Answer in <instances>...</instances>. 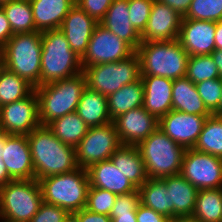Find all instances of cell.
<instances>
[{
	"label": "cell",
	"mask_w": 222,
	"mask_h": 222,
	"mask_svg": "<svg viewBox=\"0 0 222 222\" xmlns=\"http://www.w3.org/2000/svg\"><path fill=\"white\" fill-rule=\"evenodd\" d=\"M27 140L37 181L78 168L75 148L61 142L47 126L35 128Z\"/></svg>",
	"instance_id": "obj_1"
},
{
	"label": "cell",
	"mask_w": 222,
	"mask_h": 222,
	"mask_svg": "<svg viewBox=\"0 0 222 222\" xmlns=\"http://www.w3.org/2000/svg\"><path fill=\"white\" fill-rule=\"evenodd\" d=\"M86 88L83 72L34 88L38 97L39 121L43 126L66 114L75 112Z\"/></svg>",
	"instance_id": "obj_2"
},
{
	"label": "cell",
	"mask_w": 222,
	"mask_h": 222,
	"mask_svg": "<svg viewBox=\"0 0 222 222\" xmlns=\"http://www.w3.org/2000/svg\"><path fill=\"white\" fill-rule=\"evenodd\" d=\"M40 85L73 77L82 72L81 58L70 48L60 29L41 32Z\"/></svg>",
	"instance_id": "obj_3"
},
{
	"label": "cell",
	"mask_w": 222,
	"mask_h": 222,
	"mask_svg": "<svg viewBox=\"0 0 222 222\" xmlns=\"http://www.w3.org/2000/svg\"><path fill=\"white\" fill-rule=\"evenodd\" d=\"M141 76H159L172 80L186 75L189 55L178 39L141 42L136 49Z\"/></svg>",
	"instance_id": "obj_4"
},
{
	"label": "cell",
	"mask_w": 222,
	"mask_h": 222,
	"mask_svg": "<svg viewBox=\"0 0 222 222\" xmlns=\"http://www.w3.org/2000/svg\"><path fill=\"white\" fill-rule=\"evenodd\" d=\"M42 37L40 31L14 34L0 50L3 66L24 78L34 88L40 86Z\"/></svg>",
	"instance_id": "obj_5"
},
{
	"label": "cell",
	"mask_w": 222,
	"mask_h": 222,
	"mask_svg": "<svg viewBox=\"0 0 222 222\" xmlns=\"http://www.w3.org/2000/svg\"><path fill=\"white\" fill-rule=\"evenodd\" d=\"M43 202L65 209L69 214L86 207L89 177L86 169H77L39 180Z\"/></svg>",
	"instance_id": "obj_6"
},
{
	"label": "cell",
	"mask_w": 222,
	"mask_h": 222,
	"mask_svg": "<svg viewBox=\"0 0 222 222\" xmlns=\"http://www.w3.org/2000/svg\"><path fill=\"white\" fill-rule=\"evenodd\" d=\"M144 161L148 178H163L181 172L185 148L157 128L136 146Z\"/></svg>",
	"instance_id": "obj_7"
},
{
	"label": "cell",
	"mask_w": 222,
	"mask_h": 222,
	"mask_svg": "<svg viewBox=\"0 0 222 222\" xmlns=\"http://www.w3.org/2000/svg\"><path fill=\"white\" fill-rule=\"evenodd\" d=\"M43 202L39 181L12 180L0 188V219L29 222Z\"/></svg>",
	"instance_id": "obj_8"
},
{
	"label": "cell",
	"mask_w": 222,
	"mask_h": 222,
	"mask_svg": "<svg viewBox=\"0 0 222 222\" xmlns=\"http://www.w3.org/2000/svg\"><path fill=\"white\" fill-rule=\"evenodd\" d=\"M82 72L88 88L108 97L124 85L141 79L140 59L135 52L121 61L84 67Z\"/></svg>",
	"instance_id": "obj_9"
},
{
	"label": "cell",
	"mask_w": 222,
	"mask_h": 222,
	"mask_svg": "<svg viewBox=\"0 0 222 222\" xmlns=\"http://www.w3.org/2000/svg\"><path fill=\"white\" fill-rule=\"evenodd\" d=\"M121 145L113 122L91 127L75 147L77 165L80 168L88 169L95 163L109 160Z\"/></svg>",
	"instance_id": "obj_10"
},
{
	"label": "cell",
	"mask_w": 222,
	"mask_h": 222,
	"mask_svg": "<svg viewBox=\"0 0 222 222\" xmlns=\"http://www.w3.org/2000/svg\"><path fill=\"white\" fill-rule=\"evenodd\" d=\"M180 174L198 190L222 188V159L194 148L186 149Z\"/></svg>",
	"instance_id": "obj_11"
},
{
	"label": "cell",
	"mask_w": 222,
	"mask_h": 222,
	"mask_svg": "<svg viewBox=\"0 0 222 222\" xmlns=\"http://www.w3.org/2000/svg\"><path fill=\"white\" fill-rule=\"evenodd\" d=\"M135 52L128 43L98 23L81 58V66L83 69L91 65L121 61Z\"/></svg>",
	"instance_id": "obj_12"
},
{
	"label": "cell",
	"mask_w": 222,
	"mask_h": 222,
	"mask_svg": "<svg viewBox=\"0 0 222 222\" xmlns=\"http://www.w3.org/2000/svg\"><path fill=\"white\" fill-rule=\"evenodd\" d=\"M40 125L35 90L26 98L0 107V129L8 135H29Z\"/></svg>",
	"instance_id": "obj_13"
},
{
	"label": "cell",
	"mask_w": 222,
	"mask_h": 222,
	"mask_svg": "<svg viewBox=\"0 0 222 222\" xmlns=\"http://www.w3.org/2000/svg\"><path fill=\"white\" fill-rule=\"evenodd\" d=\"M206 116L171 110L158 120V127L185 149L193 148L202 131Z\"/></svg>",
	"instance_id": "obj_14"
},
{
	"label": "cell",
	"mask_w": 222,
	"mask_h": 222,
	"mask_svg": "<svg viewBox=\"0 0 222 222\" xmlns=\"http://www.w3.org/2000/svg\"><path fill=\"white\" fill-rule=\"evenodd\" d=\"M122 145L137 146L158 127V119L143 106L132 109L112 121Z\"/></svg>",
	"instance_id": "obj_15"
},
{
	"label": "cell",
	"mask_w": 222,
	"mask_h": 222,
	"mask_svg": "<svg viewBox=\"0 0 222 222\" xmlns=\"http://www.w3.org/2000/svg\"><path fill=\"white\" fill-rule=\"evenodd\" d=\"M182 17L168 5L154 0L141 42L178 39Z\"/></svg>",
	"instance_id": "obj_16"
},
{
	"label": "cell",
	"mask_w": 222,
	"mask_h": 222,
	"mask_svg": "<svg viewBox=\"0 0 222 222\" xmlns=\"http://www.w3.org/2000/svg\"><path fill=\"white\" fill-rule=\"evenodd\" d=\"M216 22L182 19L178 40L189 56L210 55L215 50Z\"/></svg>",
	"instance_id": "obj_17"
},
{
	"label": "cell",
	"mask_w": 222,
	"mask_h": 222,
	"mask_svg": "<svg viewBox=\"0 0 222 222\" xmlns=\"http://www.w3.org/2000/svg\"><path fill=\"white\" fill-rule=\"evenodd\" d=\"M1 156L13 180L34 179V167L27 135H8Z\"/></svg>",
	"instance_id": "obj_18"
},
{
	"label": "cell",
	"mask_w": 222,
	"mask_h": 222,
	"mask_svg": "<svg viewBox=\"0 0 222 222\" xmlns=\"http://www.w3.org/2000/svg\"><path fill=\"white\" fill-rule=\"evenodd\" d=\"M98 24L76 3L64 18L60 30L65 34L70 48L82 58L95 26Z\"/></svg>",
	"instance_id": "obj_19"
},
{
	"label": "cell",
	"mask_w": 222,
	"mask_h": 222,
	"mask_svg": "<svg viewBox=\"0 0 222 222\" xmlns=\"http://www.w3.org/2000/svg\"><path fill=\"white\" fill-rule=\"evenodd\" d=\"M144 87L143 108L158 120L172 110L173 80L159 76H141Z\"/></svg>",
	"instance_id": "obj_20"
},
{
	"label": "cell",
	"mask_w": 222,
	"mask_h": 222,
	"mask_svg": "<svg viewBox=\"0 0 222 222\" xmlns=\"http://www.w3.org/2000/svg\"><path fill=\"white\" fill-rule=\"evenodd\" d=\"M86 170L91 187L108 190L116 195L137 190L110 159L95 163Z\"/></svg>",
	"instance_id": "obj_21"
},
{
	"label": "cell",
	"mask_w": 222,
	"mask_h": 222,
	"mask_svg": "<svg viewBox=\"0 0 222 222\" xmlns=\"http://www.w3.org/2000/svg\"><path fill=\"white\" fill-rule=\"evenodd\" d=\"M129 14L128 0H113L99 24L116 34L136 51L141 44V35L130 22Z\"/></svg>",
	"instance_id": "obj_22"
},
{
	"label": "cell",
	"mask_w": 222,
	"mask_h": 222,
	"mask_svg": "<svg viewBox=\"0 0 222 222\" xmlns=\"http://www.w3.org/2000/svg\"><path fill=\"white\" fill-rule=\"evenodd\" d=\"M165 183L170 198V218L173 216L192 215L195 209L198 189L180 173L161 178Z\"/></svg>",
	"instance_id": "obj_23"
},
{
	"label": "cell",
	"mask_w": 222,
	"mask_h": 222,
	"mask_svg": "<svg viewBox=\"0 0 222 222\" xmlns=\"http://www.w3.org/2000/svg\"><path fill=\"white\" fill-rule=\"evenodd\" d=\"M75 0H30L37 31L60 29Z\"/></svg>",
	"instance_id": "obj_24"
},
{
	"label": "cell",
	"mask_w": 222,
	"mask_h": 222,
	"mask_svg": "<svg viewBox=\"0 0 222 222\" xmlns=\"http://www.w3.org/2000/svg\"><path fill=\"white\" fill-rule=\"evenodd\" d=\"M172 109L206 117L212 115L198 94L195 84L186 77L173 80Z\"/></svg>",
	"instance_id": "obj_25"
},
{
	"label": "cell",
	"mask_w": 222,
	"mask_h": 222,
	"mask_svg": "<svg viewBox=\"0 0 222 222\" xmlns=\"http://www.w3.org/2000/svg\"><path fill=\"white\" fill-rule=\"evenodd\" d=\"M76 112L89 128L112 122L108 111L107 96L93 91L87 86L80 97Z\"/></svg>",
	"instance_id": "obj_26"
},
{
	"label": "cell",
	"mask_w": 222,
	"mask_h": 222,
	"mask_svg": "<svg viewBox=\"0 0 222 222\" xmlns=\"http://www.w3.org/2000/svg\"><path fill=\"white\" fill-rule=\"evenodd\" d=\"M110 160L137 189L148 179L144 161L136 146L121 145Z\"/></svg>",
	"instance_id": "obj_27"
},
{
	"label": "cell",
	"mask_w": 222,
	"mask_h": 222,
	"mask_svg": "<svg viewBox=\"0 0 222 222\" xmlns=\"http://www.w3.org/2000/svg\"><path fill=\"white\" fill-rule=\"evenodd\" d=\"M144 87L142 79L124 85L118 91L107 97L108 111L113 121L118 116L138 107L143 106Z\"/></svg>",
	"instance_id": "obj_28"
},
{
	"label": "cell",
	"mask_w": 222,
	"mask_h": 222,
	"mask_svg": "<svg viewBox=\"0 0 222 222\" xmlns=\"http://www.w3.org/2000/svg\"><path fill=\"white\" fill-rule=\"evenodd\" d=\"M47 127L61 142L74 148L89 129L76 111L55 119Z\"/></svg>",
	"instance_id": "obj_29"
},
{
	"label": "cell",
	"mask_w": 222,
	"mask_h": 222,
	"mask_svg": "<svg viewBox=\"0 0 222 222\" xmlns=\"http://www.w3.org/2000/svg\"><path fill=\"white\" fill-rule=\"evenodd\" d=\"M138 191L140 204L170 218L169 192L162 179L148 178Z\"/></svg>",
	"instance_id": "obj_30"
},
{
	"label": "cell",
	"mask_w": 222,
	"mask_h": 222,
	"mask_svg": "<svg viewBox=\"0 0 222 222\" xmlns=\"http://www.w3.org/2000/svg\"><path fill=\"white\" fill-rule=\"evenodd\" d=\"M192 216L200 222H222V188L198 190Z\"/></svg>",
	"instance_id": "obj_31"
},
{
	"label": "cell",
	"mask_w": 222,
	"mask_h": 222,
	"mask_svg": "<svg viewBox=\"0 0 222 222\" xmlns=\"http://www.w3.org/2000/svg\"><path fill=\"white\" fill-rule=\"evenodd\" d=\"M1 7L10 23L13 34L37 31L30 0H10Z\"/></svg>",
	"instance_id": "obj_32"
},
{
	"label": "cell",
	"mask_w": 222,
	"mask_h": 222,
	"mask_svg": "<svg viewBox=\"0 0 222 222\" xmlns=\"http://www.w3.org/2000/svg\"><path fill=\"white\" fill-rule=\"evenodd\" d=\"M193 148L222 159V116L212 114L207 117Z\"/></svg>",
	"instance_id": "obj_33"
},
{
	"label": "cell",
	"mask_w": 222,
	"mask_h": 222,
	"mask_svg": "<svg viewBox=\"0 0 222 222\" xmlns=\"http://www.w3.org/2000/svg\"><path fill=\"white\" fill-rule=\"evenodd\" d=\"M34 91V87L24 78L7 70L0 69V107L26 98Z\"/></svg>",
	"instance_id": "obj_34"
},
{
	"label": "cell",
	"mask_w": 222,
	"mask_h": 222,
	"mask_svg": "<svg viewBox=\"0 0 222 222\" xmlns=\"http://www.w3.org/2000/svg\"><path fill=\"white\" fill-rule=\"evenodd\" d=\"M185 77L197 84L220 78V74L211 55H195L188 58Z\"/></svg>",
	"instance_id": "obj_35"
},
{
	"label": "cell",
	"mask_w": 222,
	"mask_h": 222,
	"mask_svg": "<svg viewBox=\"0 0 222 222\" xmlns=\"http://www.w3.org/2000/svg\"><path fill=\"white\" fill-rule=\"evenodd\" d=\"M183 19L222 21V0H192Z\"/></svg>",
	"instance_id": "obj_36"
},
{
	"label": "cell",
	"mask_w": 222,
	"mask_h": 222,
	"mask_svg": "<svg viewBox=\"0 0 222 222\" xmlns=\"http://www.w3.org/2000/svg\"><path fill=\"white\" fill-rule=\"evenodd\" d=\"M116 196L108 190L89 186L85 209L93 213L110 216Z\"/></svg>",
	"instance_id": "obj_37"
},
{
	"label": "cell",
	"mask_w": 222,
	"mask_h": 222,
	"mask_svg": "<svg viewBox=\"0 0 222 222\" xmlns=\"http://www.w3.org/2000/svg\"><path fill=\"white\" fill-rule=\"evenodd\" d=\"M198 94L204 101L207 109L219 116V104L222 94V79L205 80L195 84Z\"/></svg>",
	"instance_id": "obj_38"
},
{
	"label": "cell",
	"mask_w": 222,
	"mask_h": 222,
	"mask_svg": "<svg viewBox=\"0 0 222 222\" xmlns=\"http://www.w3.org/2000/svg\"><path fill=\"white\" fill-rule=\"evenodd\" d=\"M154 0H128L129 19L141 35L147 25Z\"/></svg>",
	"instance_id": "obj_39"
},
{
	"label": "cell",
	"mask_w": 222,
	"mask_h": 222,
	"mask_svg": "<svg viewBox=\"0 0 222 222\" xmlns=\"http://www.w3.org/2000/svg\"><path fill=\"white\" fill-rule=\"evenodd\" d=\"M140 204V196L138 189L127 194L117 195L115 204L112 208L110 218L114 219L118 214L136 213V209Z\"/></svg>",
	"instance_id": "obj_40"
},
{
	"label": "cell",
	"mask_w": 222,
	"mask_h": 222,
	"mask_svg": "<svg viewBox=\"0 0 222 222\" xmlns=\"http://www.w3.org/2000/svg\"><path fill=\"white\" fill-rule=\"evenodd\" d=\"M68 214L59 206L42 202L38 212L29 222H63Z\"/></svg>",
	"instance_id": "obj_41"
},
{
	"label": "cell",
	"mask_w": 222,
	"mask_h": 222,
	"mask_svg": "<svg viewBox=\"0 0 222 222\" xmlns=\"http://www.w3.org/2000/svg\"><path fill=\"white\" fill-rule=\"evenodd\" d=\"M76 4L83 9L96 22H100L105 16L113 0H75Z\"/></svg>",
	"instance_id": "obj_42"
},
{
	"label": "cell",
	"mask_w": 222,
	"mask_h": 222,
	"mask_svg": "<svg viewBox=\"0 0 222 222\" xmlns=\"http://www.w3.org/2000/svg\"><path fill=\"white\" fill-rule=\"evenodd\" d=\"M137 222H167L168 217L154 211L151 208L139 204L136 209Z\"/></svg>",
	"instance_id": "obj_43"
},
{
	"label": "cell",
	"mask_w": 222,
	"mask_h": 222,
	"mask_svg": "<svg viewBox=\"0 0 222 222\" xmlns=\"http://www.w3.org/2000/svg\"><path fill=\"white\" fill-rule=\"evenodd\" d=\"M10 23L3 8L0 6V50L6 45L7 41L13 36Z\"/></svg>",
	"instance_id": "obj_44"
},
{
	"label": "cell",
	"mask_w": 222,
	"mask_h": 222,
	"mask_svg": "<svg viewBox=\"0 0 222 222\" xmlns=\"http://www.w3.org/2000/svg\"><path fill=\"white\" fill-rule=\"evenodd\" d=\"M73 214L78 218L79 222H112L110 216L93 213L85 208Z\"/></svg>",
	"instance_id": "obj_45"
},
{
	"label": "cell",
	"mask_w": 222,
	"mask_h": 222,
	"mask_svg": "<svg viewBox=\"0 0 222 222\" xmlns=\"http://www.w3.org/2000/svg\"><path fill=\"white\" fill-rule=\"evenodd\" d=\"M8 136L7 133L1 132L0 133V188L5 186L8 182L12 181L13 179L8 174L6 166L2 159V149L5 148V139Z\"/></svg>",
	"instance_id": "obj_46"
},
{
	"label": "cell",
	"mask_w": 222,
	"mask_h": 222,
	"mask_svg": "<svg viewBox=\"0 0 222 222\" xmlns=\"http://www.w3.org/2000/svg\"><path fill=\"white\" fill-rule=\"evenodd\" d=\"M175 10L182 18L187 14L192 0H158Z\"/></svg>",
	"instance_id": "obj_47"
},
{
	"label": "cell",
	"mask_w": 222,
	"mask_h": 222,
	"mask_svg": "<svg viewBox=\"0 0 222 222\" xmlns=\"http://www.w3.org/2000/svg\"><path fill=\"white\" fill-rule=\"evenodd\" d=\"M210 55L213 58L214 63L216 64L219 71L220 78L222 79V50L215 49Z\"/></svg>",
	"instance_id": "obj_48"
},
{
	"label": "cell",
	"mask_w": 222,
	"mask_h": 222,
	"mask_svg": "<svg viewBox=\"0 0 222 222\" xmlns=\"http://www.w3.org/2000/svg\"><path fill=\"white\" fill-rule=\"evenodd\" d=\"M112 222H137L136 213L118 214Z\"/></svg>",
	"instance_id": "obj_49"
},
{
	"label": "cell",
	"mask_w": 222,
	"mask_h": 222,
	"mask_svg": "<svg viewBox=\"0 0 222 222\" xmlns=\"http://www.w3.org/2000/svg\"><path fill=\"white\" fill-rule=\"evenodd\" d=\"M215 49L222 50V21L216 22Z\"/></svg>",
	"instance_id": "obj_50"
},
{
	"label": "cell",
	"mask_w": 222,
	"mask_h": 222,
	"mask_svg": "<svg viewBox=\"0 0 222 222\" xmlns=\"http://www.w3.org/2000/svg\"><path fill=\"white\" fill-rule=\"evenodd\" d=\"M167 222H200L192 215H184V216H173L168 219Z\"/></svg>",
	"instance_id": "obj_51"
},
{
	"label": "cell",
	"mask_w": 222,
	"mask_h": 222,
	"mask_svg": "<svg viewBox=\"0 0 222 222\" xmlns=\"http://www.w3.org/2000/svg\"><path fill=\"white\" fill-rule=\"evenodd\" d=\"M63 222H79L78 218L73 214H68V216L64 219Z\"/></svg>",
	"instance_id": "obj_52"
},
{
	"label": "cell",
	"mask_w": 222,
	"mask_h": 222,
	"mask_svg": "<svg viewBox=\"0 0 222 222\" xmlns=\"http://www.w3.org/2000/svg\"><path fill=\"white\" fill-rule=\"evenodd\" d=\"M219 116H222V94H221V99H220V104H219Z\"/></svg>",
	"instance_id": "obj_53"
},
{
	"label": "cell",
	"mask_w": 222,
	"mask_h": 222,
	"mask_svg": "<svg viewBox=\"0 0 222 222\" xmlns=\"http://www.w3.org/2000/svg\"><path fill=\"white\" fill-rule=\"evenodd\" d=\"M10 0H0V6L4 5L5 3H8Z\"/></svg>",
	"instance_id": "obj_54"
},
{
	"label": "cell",
	"mask_w": 222,
	"mask_h": 222,
	"mask_svg": "<svg viewBox=\"0 0 222 222\" xmlns=\"http://www.w3.org/2000/svg\"><path fill=\"white\" fill-rule=\"evenodd\" d=\"M3 67V63H2V60H1V57H0V69Z\"/></svg>",
	"instance_id": "obj_55"
},
{
	"label": "cell",
	"mask_w": 222,
	"mask_h": 222,
	"mask_svg": "<svg viewBox=\"0 0 222 222\" xmlns=\"http://www.w3.org/2000/svg\"><path fill=\"white\" fill-rule=\"evenodd\" d=\"M0 222H10V221L0 219Z\"/></svg>",
	"instance_id": "obj_56"
}]
</instances>
